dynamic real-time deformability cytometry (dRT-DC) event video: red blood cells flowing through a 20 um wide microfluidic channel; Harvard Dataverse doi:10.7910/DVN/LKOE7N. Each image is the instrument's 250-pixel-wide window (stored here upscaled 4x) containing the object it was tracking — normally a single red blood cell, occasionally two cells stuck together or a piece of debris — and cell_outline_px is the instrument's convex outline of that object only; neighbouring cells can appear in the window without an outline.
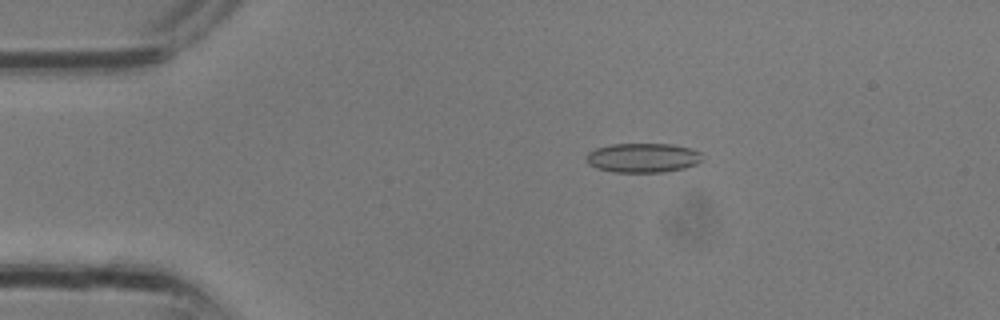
{"species": "common noctule bat (a hibernating species)", "species_latin": "Nyctalus noctula", "temperature_condition": "room temperature", "stored_images_in_passage": 30, "camera_frame_rate_fps": 3000, "um_per_image_px": 0.085, "animal": {"sex": "male", "body_mass_g": 13.3}, "frame": {"image": 1, "passage_image": 6, "time_ms": 1.667, "image_size_px": [1000, 320], "cell_outline_px": [[700, 160], [696, 164], [684, 168], [664, 172], [612, 172], [596, 168], [588, 164], [588, 152], [596, 148], [612, 144], [672, 144], [688, 148], [700, 152]], "centroid_in_image_um": [54.62, 13.42], "position_along_channel_um": 30.4, "area_um2": 19.65}}
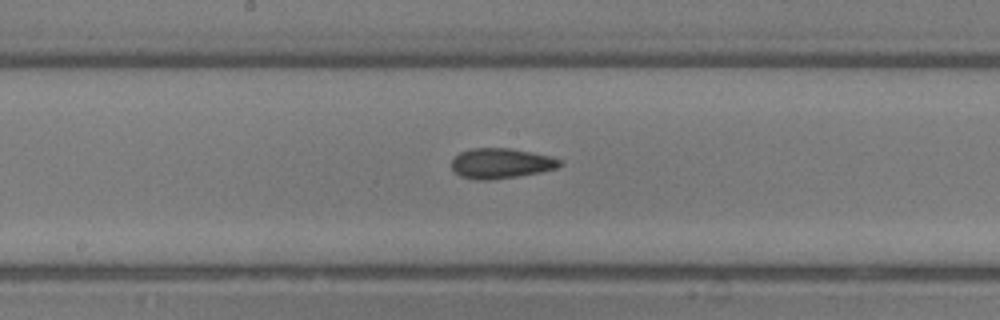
{"frame": {"image": 2, "passage_image": 16, "time_ms": 5.0, "image_size_px": [1000, 320], "cell_outline_px": [[564, 164], [556, 168], [540, 172], [516, 176], [488, 180], [476, 180], [460, 176], [452, 168], [452, 160], [460, 152], [472, 148], [508, 148], [532, 152], [552, 156], [564, 160]], "centroid_in_image_um": [42.63, 13.88], "position_along_channel_um": 205.6, "area_um2": 19.07}}
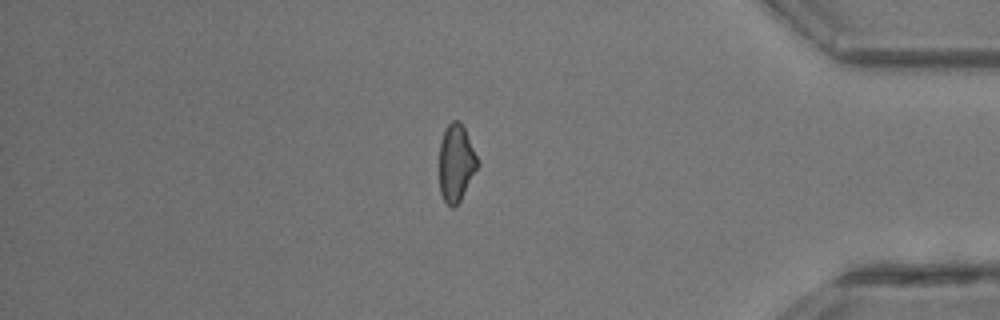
{"frame": {"image": 3, "passage_image": 26, "time_ms": 8.333, "image_size_px": [1000, 320], "cell_outline_px": [[480, 164], [460, 200], [452, 208], [444, 200], [440, 192], [440, 140], [448, 124], [452, 120], [456, 120], [464, 128]], "centroid_in_image_um": [38.77, 13.86], "position_along_channel_um": 396.4, "area_um2": 16.88}}